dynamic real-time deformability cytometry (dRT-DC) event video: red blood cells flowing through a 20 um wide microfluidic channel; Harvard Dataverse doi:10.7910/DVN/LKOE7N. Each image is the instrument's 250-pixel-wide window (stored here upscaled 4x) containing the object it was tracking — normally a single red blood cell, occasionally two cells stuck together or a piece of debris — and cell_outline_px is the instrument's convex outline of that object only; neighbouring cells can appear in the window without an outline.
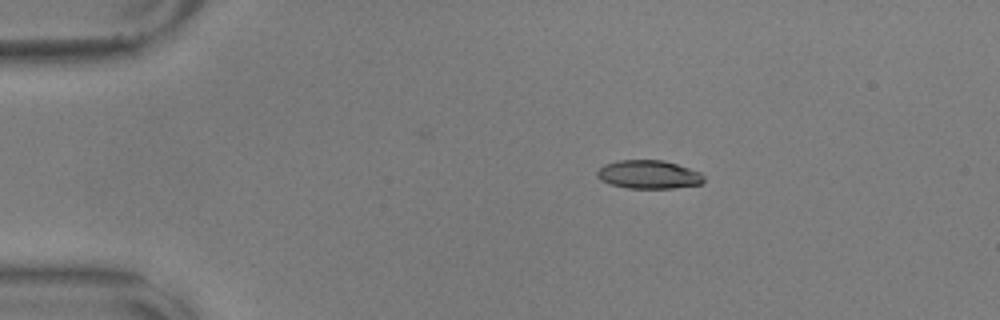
{"species": "common noctule bat (a hibernating species)", "species_latin": "Nyctalus noctula", "temperature_condition": "warm", "stored_images_in_passage": 52, "camera_frame_rate_fps": 3000, "um_per_image_px": 0.085, "animal": {"sex": "male", "body_mass_g": 17.9, "forearm_length_mm": 54.2}, "frame": {"image": 1, "passage_image": 10, "time_ms": 3.0, "image_size_px": [1000, 320], "cell_outline_px": [[704, 180], [700, 184], [672, 188], [628, 188], [612, 184], [600, 180], [596, 176], [596, 172], [604, 164], [616, 160], [664, 160], [700, 172], [704, 176]], "centroid_in_image_um": [55.11, 14.82], "position_along_channel_um": 29.9, "area_um2": 17.63}}
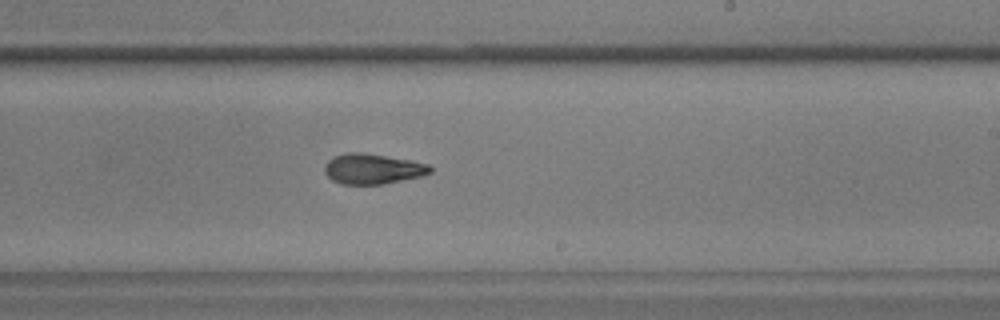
{"frame": {"image": 2, "passage_image": 34, "time_ms": 11.0, "image_size_px": [1000, 320], "cell_outline_px": [[432, 172], [420, 176], [384, 184], [340, 184], [332, 180], [324, 172], [324, 164], [332, 156], [344, 152], [360, 152], [408, 160], [428, 164], [432, 168]], "centroid_in_image_um": [31.61, 14.35], "position_along_channel_um": 257.4, "area_um2": 18.61}}
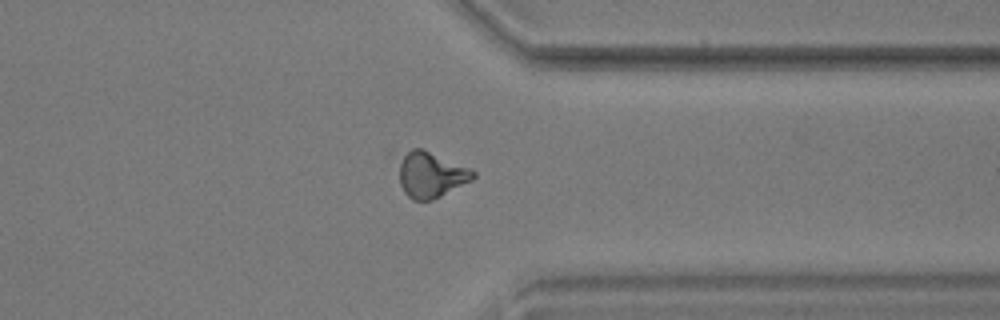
{"frame": {"image": 3, "passage_image": 44, "time_ms": 14.333, "image_size_px": [1000, 320], "cell_outline_px": [[476, 176], [472, 180], [432, 200], [412, 200], [404, 192], [400, 184], [396, 156], [412, 148], [420, 148], [472, 168], [476, 172]], "centroid_in_image_um": [36.57, 14.82], "position_along_channel_um": 374.8, "area_um2": 20.23}, "authors_computed_cell_mechanics": {"area_um2": 18.5249, "velocity_mm_per_s": 3.587, "shape_relaxation_time_tau1_ms": 4.3022, "shape_relaxation_time_tau2_ms": 4.6895, "deformation_change_tau1": 0.161, "deformation_change_tau2": 0.1127}}